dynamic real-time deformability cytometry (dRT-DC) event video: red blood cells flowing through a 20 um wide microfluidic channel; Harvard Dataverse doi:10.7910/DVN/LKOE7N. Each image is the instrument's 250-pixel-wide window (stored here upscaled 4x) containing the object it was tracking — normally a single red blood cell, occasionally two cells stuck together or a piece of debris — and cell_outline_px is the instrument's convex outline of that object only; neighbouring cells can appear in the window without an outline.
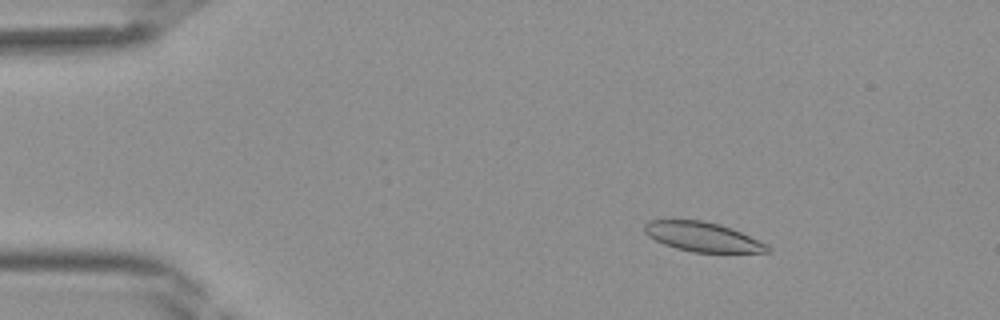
{"species": "Egyptian fruit bat (a non-hibernating species)", "species_latin": "Rousettus aegyptiacus", "temperature_condition": "room temperature", "stored_images_in_passage": 42, "camera_frame_rate_fps": 3000, "um_per_image_px": 0.085, "frame": {"image": 1, "passage_image": 7, "time_ms": 2.0, "image_size_px": [1000, 320], "cell_outline_px": [[772, 248], [768, 252], [692, 252], [676, 248], [664, 244], [648, 236], [644, 232], [644, 224], [648, 220], [700, 220], [720, 224], [740, 232], [768, 244]], "centroid_in_image_um": [59.71, 20.13], "position_along_channel_um": 25.3, "area_um2": 20.98}}
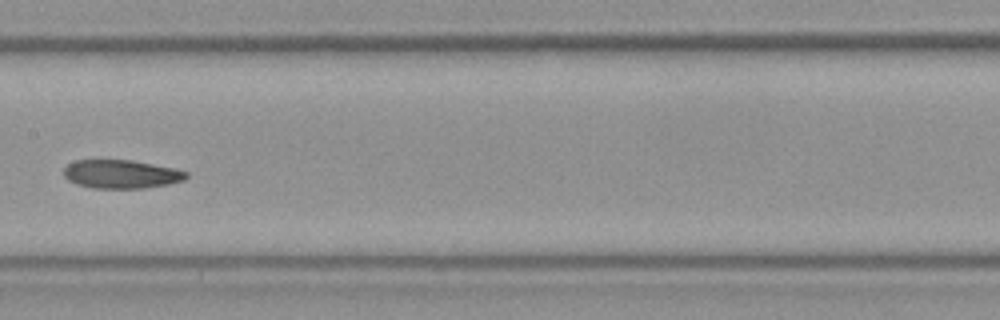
{"frame": {"image": 2, "passage_image": 22, "time_ms": 7.0, "image_size_px": [1000, 320], "cell_outline_px": [[188, 176], [184, 180], [168, 184], [144, 188], [92, 188], [76, 184], [68, 180], [64, 176], [64, 168], [68, 164], [76, 160], [132, 160], [176, 168], [188, 172]], "centroid_in_image_um": [10.32, 14.8], "position_along_channel_um": 197.1, "area_um2": 20.46}}
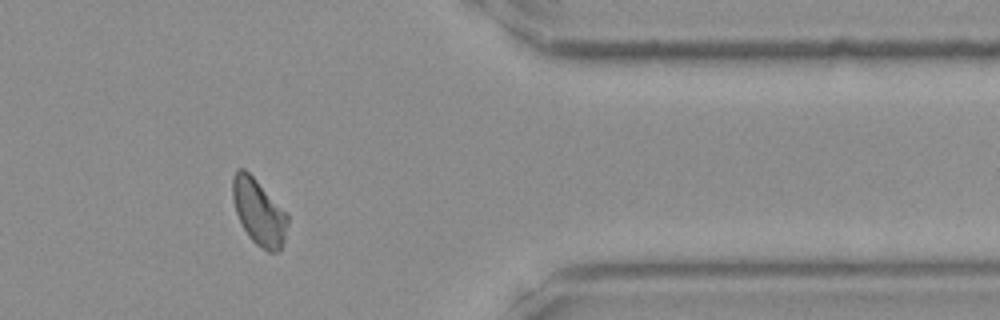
{"frame": {"image": 3, "passage_image": 35, "time_ms": 11.333, "image_size_px": [1000, 320], "cell_outline_px": [[288, 224], [280, 248], [276, 252], [268, 252], [256, 244], [248, 236], [236, 212], [232, 196], [232, 176], [236, 168], [244, 168], [288, 212]], "centroid_in_image_um": [21.99, 17.99], "position_along_channel_um": 389.4, "area_um2": 21.04}}